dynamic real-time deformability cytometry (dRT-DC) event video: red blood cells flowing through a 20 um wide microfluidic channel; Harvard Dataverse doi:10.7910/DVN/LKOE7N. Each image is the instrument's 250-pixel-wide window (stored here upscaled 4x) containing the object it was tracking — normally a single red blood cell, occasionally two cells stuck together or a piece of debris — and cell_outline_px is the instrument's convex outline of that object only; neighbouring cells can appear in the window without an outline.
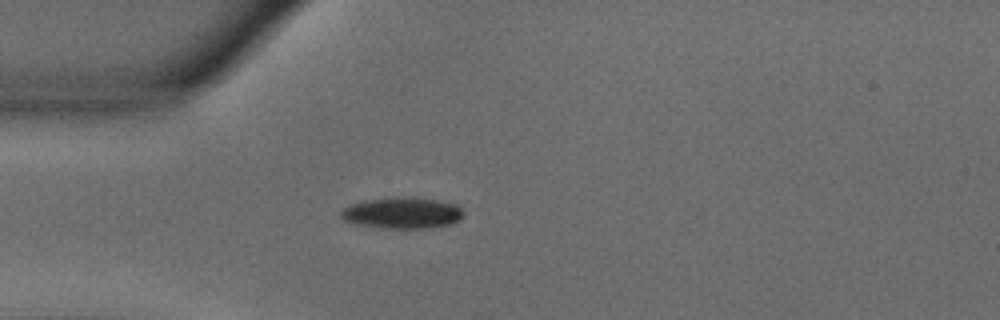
{"species": "common noctule bat (a hibernating species)", "species_latin": "Nyctalus noctula", "temperature_condition": "warm", "stored_images_in_passage": 41, "camera_frame_rate_fps": 3000, "um_per_image_px": 0.085, "animal": {"sex": "male", "body_mass_g": 18.8}, "frame": {"image": 1, "passage_image": 1, "time_ms": 0.0, "image_size_px": [1000, 320], "cell_outline_px": [[464, 212], [460, 220], [452, 224], [428, 228], [380, 228], [360, 224], [344, 220], [340, 216], [340, 212], [348, 204], [364, 200], [396, 196], [412, 196], [436, 200], [456, 204]], "centroid_in_image_um": [34.19, 18.08], "position_along_channel_um": 50.8, "area_um2": 22.6}}
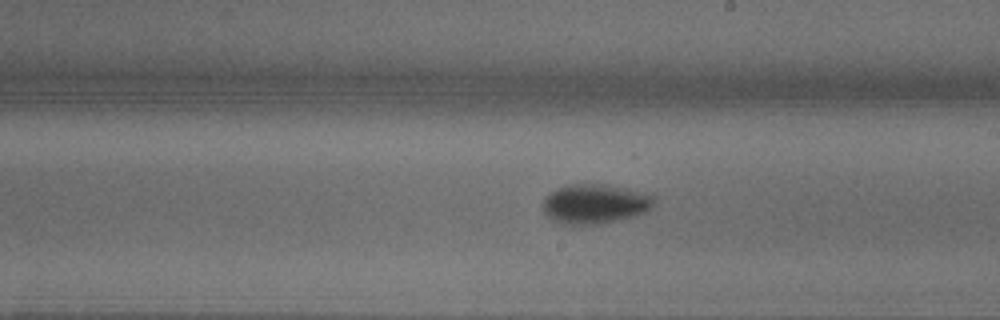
{"frame": {"image": 2, "passage_image": 17, "time_ms": 5.333, "image_size_px": [1000, 320], "cell_outline_px": [[652, 204], [644, 212], [636, 216], [596, 224], [564, 224], [548, 216], [544, 212], [544, 200], [556, 188], [568, 184], [608, 184], [648, 192], [652, 196]], "centroid_in_image_um": [50.59, 17.3], "position_along_channel_um": 238.4, "area_um2": 25.32}}
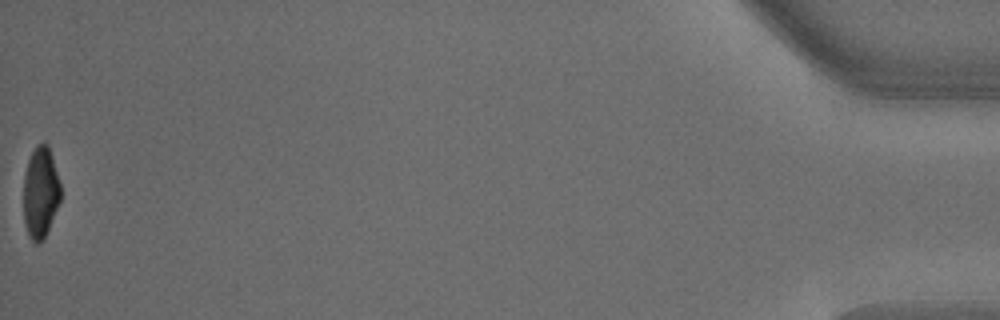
{"frame": {"image": 3, "passage_image": 41, "time_ms": 13.333, "image_size_px": [1000, 320], "cell_outline_px": [[60, 200], [44, 240], [40, 244], [36, 244], [28, 236], [24, 224], [24, 172], [28, 160], [36, 144], [44, 140], [48, 144], [52, 156], [60, 184]], "centroid_in_image_um": [3.43, 16.36], "position_along_channel_um": 431.8, "area_um2": 19.94}, "authors_computed_cell_mechanics": {"area_um2": 22.8888, "velocity_mm_per_s": 3.6787, "shape_relaxation_time_tau1_ms": 3.5244, "shape_relaxation_time_tau2_ms": null, "deformation_change_tau1": 0.1817, "deformation_change_tau2": null}}